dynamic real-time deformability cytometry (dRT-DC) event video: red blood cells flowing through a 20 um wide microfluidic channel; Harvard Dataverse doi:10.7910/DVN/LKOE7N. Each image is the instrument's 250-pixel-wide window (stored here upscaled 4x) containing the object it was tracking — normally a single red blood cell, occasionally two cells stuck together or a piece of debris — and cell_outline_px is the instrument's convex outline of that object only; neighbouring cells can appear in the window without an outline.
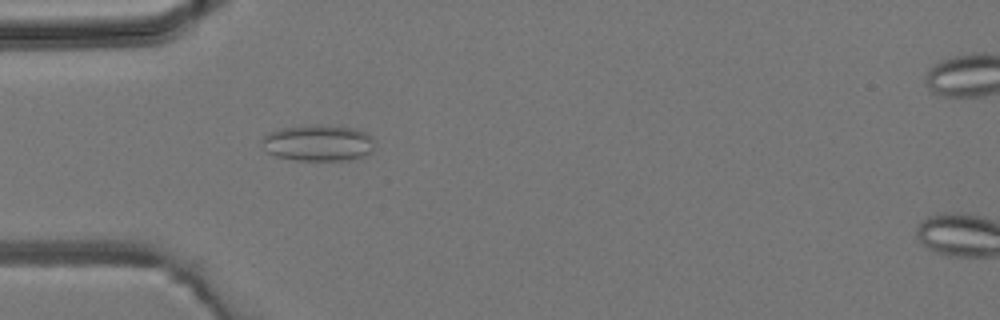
{"species": "common noctule bat (a hibernating species)", "species_latin": "Nyctalus noctula", "temperature_condition": "room temperature", "stored_images_in_passage": 4, "camera_frame_rate_fps": 3000, "um_per_image_px": 0.085, "animal": {"sex": "male", "body_mass_g": 19.2, "forearm_length_mm": 51.8}, "frame": {"image": 1, "passage_image": 3, "time_ms": 3.0, "image_size_px": [1000, 320], "cell_outline_px": [[376, 148], [368, 156], [348, 160], [296, 160], [276, 156], [264, 152], [260, 140], [268, 132], [280, 128], [356, 128], [372, 136]], "centroid_in_image_um": [27.06, 12.22], "position_along_channel_um": 57.9, "area_um2": 23.35}}